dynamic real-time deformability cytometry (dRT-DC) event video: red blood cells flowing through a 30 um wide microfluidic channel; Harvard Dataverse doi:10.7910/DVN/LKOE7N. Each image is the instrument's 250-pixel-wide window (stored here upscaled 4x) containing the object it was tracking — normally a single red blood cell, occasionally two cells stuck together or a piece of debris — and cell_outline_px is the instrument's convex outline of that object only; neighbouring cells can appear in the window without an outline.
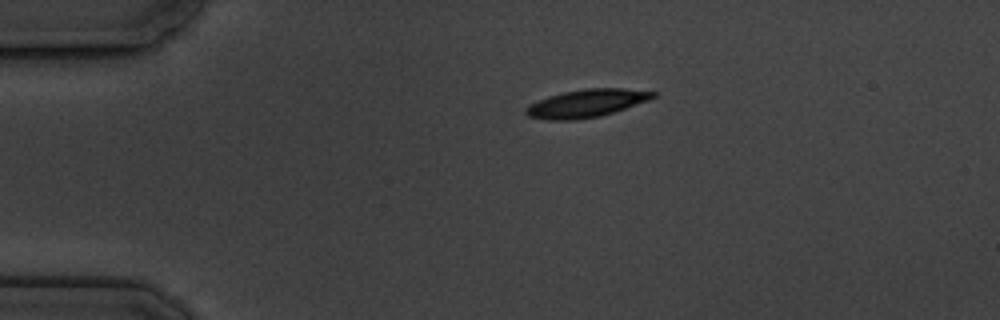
{"species": "common noctule bat (a hibernating species)", "species_latin": "Nyctalus noctula", "temperature_condition": "cold", "stored_images_in_passage": 9, "camera_frame_rate_fps": 3000, "um_per_image_px": 0.085, "animal": {"sex": "male", "body_mass_g": 19.5, "forearm_length_mm": 54.6}, "frame": {"image": 1, "passage_image": 2, "time_ms": 1.333, "image_size_px": [1000, 320], "cell_outline_px": [[656, 96], [648, 100], [600, 116], [576, 120], [548, 120], [528, 116], [524, 112], [524, 108], [528, 104], [548, 96], [564, 92], [588, 88], [624, 88], [656, 92]], "centroid_in_image_um": [49.79, 8.78], "position_along_channel_um": 35.2, "area_um2": 20.52}}
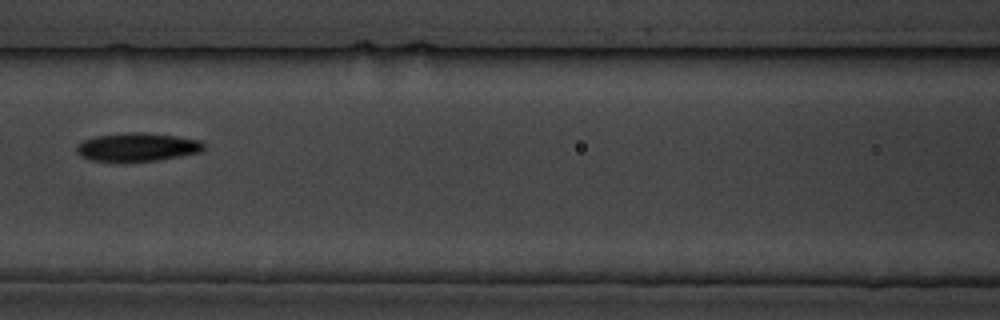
{"frame": {"image": 2, "passage_image": 6, "time_ms": 6.0, "image_size_px": [1000, 320], "cell_outline_px": [[204, 148], [200, 152], [180, 156], [156, 160], [88, 160], [80, 156], [76, 152], [76, 144], [84, 140], [96, 136], [128, 132], [140, 132], [176, 136], [200, 140], [204, 144]], "centroid_in_image_um": [11.65, 12.48], "position_along_channel_um": 155.0, "area_um2": 20.69}}
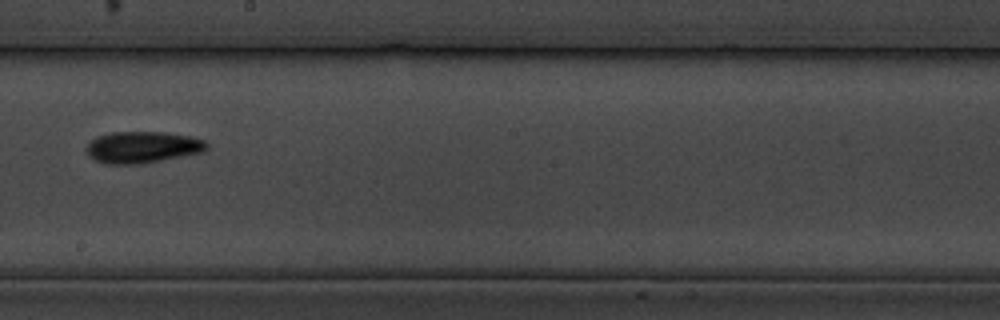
{"frame": {"image": 3, "passage_image": 8, "time_ms": 8.333, "image_size_px": [1000, 320], "cell_outline_px": [[208, 148], [204, 152], [140, 164], [108, 164], [96, 160], [88, 152], [88, 144], [92, 140], [100, 136], [112, 132], [164, 132], [192, 136], [204, 140], [208, 144]], "centroid_in_image_um": [12.19, 12.51], "position_along_channel_um": 236.0, "area_um2": 21.91}}